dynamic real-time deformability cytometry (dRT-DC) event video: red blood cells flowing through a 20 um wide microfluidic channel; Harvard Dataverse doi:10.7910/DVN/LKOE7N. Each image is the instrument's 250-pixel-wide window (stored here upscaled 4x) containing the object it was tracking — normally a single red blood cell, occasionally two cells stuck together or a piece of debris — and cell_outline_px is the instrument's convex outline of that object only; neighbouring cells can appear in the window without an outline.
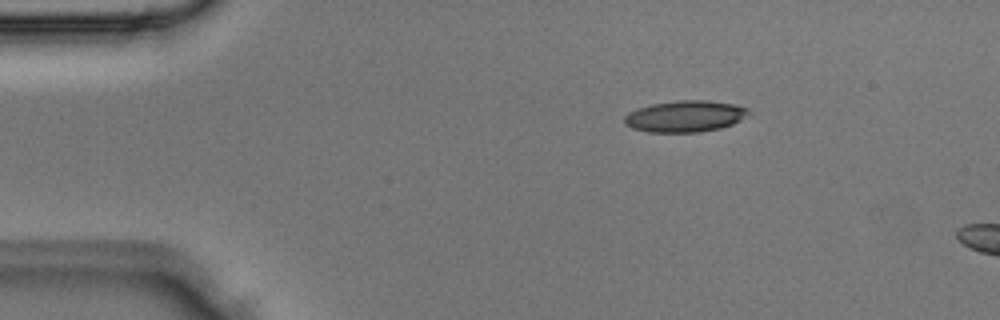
{"species": "Egyptian fruit bat (a non-hibernating species)", "species_latin": "Rousettus aegyptiacus", "temperature_condition": "room temperature", "stored_images_in_passage": 3, "camera_frame_rate_fps": 3000, "um_per_image_px": 0.085, "animal": {"sex": "male"}, "frame": {"image": 1, "passage_image": 2, "time_ms": 0.333, "image_size_px": [1000, 320], "cell_outline_px": [[752, 112], [740, 120], [732, 124], [720, 128], [700, 132], [648, 132], [632, 128], [624, 124], [624, 116], [628, 112], [652, 104], [676, 100], [708, 100], [736, 104], [748, 108]], "centroid_in_image_um": [58.25, 9.88], "position_along_channel_um": 26.7, "area_um2": 22.89}}